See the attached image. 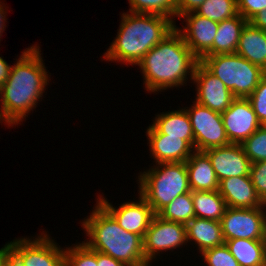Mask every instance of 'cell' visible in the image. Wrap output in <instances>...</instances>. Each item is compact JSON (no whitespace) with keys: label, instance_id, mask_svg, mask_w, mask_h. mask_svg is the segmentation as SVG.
Segmentation results:
<instances>
[{"label":"cell","instance_id":"3957f363","mask_svg":"<svg viewBox=\"0 0 266 266\" xmlns=\"http://www.w3.org/2000/svg\"><path fill=\"white\" fill-rule=\"evenodd\" d=\"M120 18L116 38L102 57L106 62L117 61L124 65L136 66L176 25L171 19L156 14L127 11L122 13Z\"/></svg>","mask_w":266,"mask_h":266},{"label":"cell","instance_id":"30bf717a","mask_svg":"<svg viewBox=\"0 0 266 266\" xmlns=\"http://www.w3.org/2000/svg\"><path fill=\"white\" fill-rule=\"evenodd\" d=\"M183 245H187L186 225L154 215L143 237V250L147 263L152 265L151 262L163 254L162 252L168 250L173 252L176 248L181 246L183 248Z\"/></svg>","mask_w":266,"mask_h":266},{"label":"cell","instance_id":"277c9868","mask_svg":"<svg viewBox=\"0 0 266 266\" xmlns=\"http://www.w3.org/2000/svg\"><path fill=\"white\" fill-rule=\"evenodd\" d=\"M95 205L90 215L81 221L88 236L83 242L90 249L107 254L126 266H151L144 256L143 238L120 227L98 201Z\"/></svg>","mask_w":266,"mask_h":266},{"label":"cell","instance_id":"60d3db41","mask_svg":"<svg viewBox=\"0 0 266 266\" xmlns=\"http://www.w3.org/2000/svg\"><path fill=\"white\" fill-rule=\"evenodd\" d=\"M2 86L0 85V100H1Z\"/></svg>","mask_w":266,"mask_h":266},{"label":"cell","instance_id":"7402d4cb","mask_svg":"<svg viewBox=\"0 0 266 266\" xmlns=\"http://www.w3.org/2000/svg\"><path fill=\"white\" fill-rule=\"evenodd\" d=\"M224 243L240 266H266L265 240L230 239Z\"/></svg>","mask_w":266,"mask_h":266},{"label":"cell","instance_id":"ffe728a7","mask_svg":"<svg viewBox=\"0 0 266 266\" xmlns=\"http://www.w3.org/2000/svg\"><path fill=\"white\" fill-rule=\"evenodd\" d=\"M152 126L160 133L179 137L194 149V133L184 108L155 115Z\"/></svg>","mask_w":266,"mask_h":266},{"label":"cell","instance_id":"9a60e30c","mask_svg":"<svg viewBox=\"0 0 266 266\" xmlns=\"http://www.w3.org/2000/svg\"><path fill=\"white\" fill-rule=\"evenodd\" d=\"M204 152L210 158L219 182L230 177L249 176L251 162L241 144L230 143Z\"/></svg>","mask_w":266,"mask_h":266},{"label":"cell","instance_id":"4316f807","mask_svg":"<svg viewBox=\"0 0 266 266\" xmlns=\"http://www.w3.org/2000/svg\"><path fill=\"white\" fill-rule=\"evenodd\" d=\"M196 14L209 18L216 22H221L238 15L237 0H205Z\"/></svg>","mask_w":266,"mask_h":266},{"label":"cell","instance_id":"9c48e42d","mask_svg":"<svg viewBox=\"0 0 266 266\" xmlns=\"http://www.w3.org/2000/svg\"><path fill=\"white\" fill-rule=\"evenodd\" d=\"M224 240H265L266 207L229 208L220 220Z\"/></svg>","mask_w":266,"mask_h":266},{"label":"cell","instance_id":"ba28073f","mask_svg":"<svg viewBox=\"0 0 266 266\" xmlns=\"http://www.w3.org/2000/svg\"><path fill=\"white\" fill-rule=\"evenodd\" d=\"M42 232L33 238L18 237L8 242V247L25 266H64L65 247H60L46 231Z\"/></svg>","mask_w":266,"mask_h":266},{"label":"cell","instance_id":"7a4b0ae2","mask_svg":"<svg viewBox=\"0 0 266 266\" xmlns=\"http://www.w3.org/2000/svg\"><path fill=\"white\" fill-rule=\"evenodd\" d=\"M199 59L190 51L176 28L154 46L137 64L149 93L162 92L193 80Z\"/></svg>","mask_w":266,"mask_h":266},{"label":"cell","instance_id":"d6a6232c","mask_svg":"<svg viewBox=\"0 0 266 266\" xmlns=\"http://www.w3.org/2000/svg\"><path fill=\"white\" fill-rule=\"evenodd\" d=\"M263 9H266V0H237L238 14L247 21Z\"/></svg>","mask_w":266,"mask_h":266},{"label":"cell","instance_id":"f546056e","mask_svg":"<svg viewBox=\"0 0 266 266\" xmlns=\"http://www.w3.org/2000/svg\"><path fill=\"white\" fill-rule=\"evenodd\" d=\"M207 266H240L224 243L221 246L204 250L201 256Z\"/></svg>","mask_w":266,"mask_h":266},{"label":"cell","instance_id":"2e32d148","mask_svg":"<svg viewBox=\"0 0 266 266\" xmlns=\"http://www.w3.org/2000/svg\"><path fill=\"white\" fill-rule=\"evenodd\" d=\"M149 144V153L158 163L186 162L195 151L185 140L179 137L160 134L152 125L145 132Z\"/></svg>","mask_w":266,"mask_h":266},{"label":"cell","instance_id":"74e56055","mask_svg":"<svg viewBox=\"0 0 266 266\" xmlns=\"http://www.w3.org/2000/svg\"><path fill=\"white\" fill-rule=\"evenodd\" d=\"M4 57L0 56V85L2 86L6 80L8 79L11 71V67L6 60L3 59Z\"/></svg>","mask_w":266,"mask_h":266},{"label":"cell","instance_id":"d6986e66","mask_svg":"<svg viewBox=\"0 0 266 266\" xmlns=\"http://www.w3.org/2000/svg\"><path fill=\"white\" fill-rule=\"evenodd\" d=\"M187 243L196 244L199 253L221 246L225 240L219 221L194 217L186 224Z\"/></svg>","mask_w":266,"mask_h":266},{"label":"cell","instance_id":"ac0fdd59","mask_svg":"<svg viewBox=\"0 0 266 266\" xmlns=\"http://www.w3.org/2000/svg\"><path fill=\"white\" fill-rule=\"evenodd\" d=\"M185 163L191 191L219 190V181L211 160L204 151H194Z\"/></svg>","mask_w":266,"mask_h":266},{"label":"cell","instance_id":"cb8c5ba5","mask_svg":"<svg viewBox=\"0 0 266 266\" xmlns=\"http://www.w3.org/2000/svg\"><path fill=\"white\" fill-rule=\"evenodd\" d=\"M195 217L219 221L227 208L224 198L216 191H191Z\"/></svg>","mask_w":266,"mask_h":266},{"label":"cell","instance_id":"5bb4252c","mask_svg":"<svg viewBox=\"0 0 266 266\" xmlns=\"http://www.w3.org/2000/svg\"><path fill=\"white\" fill-rule=\"evenodd\" d=\"M221 116L226 136L233 144H242L262 125L247 98H235Z\"/></svg>","mask_w":266,"mask_h":266},{"label":"cell","instance_id":"7c38bea8","mask_svg":"<svg viewBox=\"0 0 266 266\" xmlns=\"http://www.w3.org/2000/svg\"><path fill=\"white\" fill-rule=\"evenodd\" d=\"M117 221L125 231L135 233L142 238L148 230L154 213L152 207L139 194L138 201L124 202L114 206L102 194L96 199Z\"/></svg>","mask_w":266,"mask_h":266},{"label":"cell","instance_id":"8992f818","mask_svg":"<svg viewBox=\"0 0 266 266\" xmlns=\"http://www.w3.org/2000/svg\"><path fill=\"white\" fill-rule=\"evenodd\" d=\"M200 62L225 84L235 98H248L266 74L260 66L237 53L204 56Z\"/></svg>","mask_w":266,"mask_h":266},{"label":"cell","instance_id":"8d00e7d4","mask_svg":"<svg viewBox=\"0 0 266 266\" xmlns=\"http://www.w3.org/2000/svg\"><path fill=\"white\" fill-rule=\"evenodd\" d=\"M249 22L257 27L258 29H262L263 31H266V9H263L259 13H257L255 16H253Z\"/></svg>","mask_w":266,"mask_h":266},{"label":"cell","instance_id":"4fadbf2b","mask_svg":"<svg viewBox=\"0 0 266 266\" xmlns=\"http://www.w3.org/2000/svg\"><path fill=\"white\" fill-rule=\"evenodd\" d=\"M193 84H195V101L211 110L223 113L235 99L232 92L216 76H214L200 61L197 63Z\"/></svg>","mask_w":266,"mask_h":266},{"label":"cell","instance_id":"d590c367","mask_svg":"<svg viewBox=\"0 0 266 266\" xmlns=\"http://www.w3.org/2000/svg\"><path fill=\"white\" fill-rule=\"evenodd\" d=\"M97 265L98 266H126L119 260L111 256L97 251Z\"/></svg>","mask_w":266,"mask_h":266},{"label":"cell","instance_id":"d4e9b609","mask_svg":"<svg viewBox=\"0 0 266 266\" xmlns=\"http://www.w3.org/2000/svg\"><path fill=\"white\" fill-rule=\"evenodd\" d=\"M157 215L164 220L186 225L195 217L191 191L176 197Z\"/></svg>","mask_w":266,"mask_h":266},{"label":"cell","instance_id":"603a6c76","mask_svg":"<svg viewBox=\"0 0 266 266\" xmlns=\"http://www.w3.org/2000/svg\"><path fill=\"white\" fill-rule=\"evenodd\" d=\"M247 22L240 14L219 22L213 42V55L235 53L242 29Z\"/></svg>","mask_w":266,"mask_h":266},{"label":"cell","instance_id":"8fae6325","mask_svg":"<svg viewBox=\"0 0 266 266\" xmlns=\"http://www.w3.org/2000/svg\"><path fill=\"white\" fill-rule=\"evenodd\" d=\"M184 19L185 25L176 30L182 35L190 51L199 59L213 55V42L217 34L219 22L202 17L195 12L181 15L178 20Z\"/></svg>","mask_w":266,"mask_h":266},{"label":"cell","instance_id":"e0dca14e","mask_svg":"<svg viewBox=\"0 0 266 266\" xmlns=\"http://www.w3.org/2000/svg\"><path fill=\"white\" fill-rule=\"evenodd\" d=\"M219 193L229 208L266 207L258 196L250 176H238L219 182Z\"/></svg>","mask_w":266,"mask_h":266},{"label":"cell","instance_id":"6da1fadb","mask_svg":"<svg viewBox=\"0 0 266 266\" xmlns=\"http://www.w3.org/2000/svg\"><path fill=\"white\" fill-rule=\"evenodd\" d=\"M2 85L0 123L8 128L21 124L42 101L50 77L38 44L24 49Z\"/></svg>","mask_w":266,"mask_h":266},{"label":"cell","instance_id":"44dd1931","mask_svg":"<svg viewBox=\"0 0 266 266\" xmlns=\"http://www.w3.org/2000/svg\"><path fill=\"white\" fill-rule=\"evenodd\" d=\"M235 53L266 71V31L248 21L242 29Z\"/></svg>","mask_w":266,"mask_h":266},{"label":"cell","instance_id":"f1b7e54d","mask_svg":"<svg viewBox=\"0 0 266 266\" xmlns=\"http://www.w3.org/2000/svg\"><path fill=\"white\" fill-rule=\"evenodd\" d=\"M251 164L266 160V125H261L242 144Z\"/></svg>","mask_w":266,"mask_h":266},{"label":"cell","instance_id":"1f68e13d","mask_svg":"<svg viewBox=\"0 0 266 266\" xmlns=\"http://www.w3.org/2000/svg\"><path fill=\"white\" fill-rule=\"evenodd\" d=\"M249 176L258 196L266 204V160L252 163Z\"/></svg>","mask_w":266,"mask_h":266},{"label":"cell","instance_id":"f35d334b","mask_svg":"<svg viewBox=\"0 0 266 266\" xmlns=\"http://www.w3.org/2000/svg\"><path fill=\"white\" fill-rule=\"evenodd\" d=\"M7 7L5 6V3L3 4L2 1L0 2V39L2 37L3 32L5 31L6 28V24L5 22H7ZM2 33V34H1ZM1 41V40H0Z\"/></svg>","mask_w":266,"mask_h":266},{"label":"cell","instance_id":"4dcf8cb0","mask_svg":"<svg viewBox=\"0 0 266 266\" xmlns=\"http://www.w3.org/2000/svg\"><path fill=\"white\" fill-rule=\"evenodd\" d=\"M247 99L250 101L259 122L266 125V74Z\"/></svg>","mask_w":266,"mask_h":266},{"label":"cell","instance_id":"5b68a950","mask_svg":"<svg viewBox=\"0 0 266 266\" xmlns=\"http://www.w3.org/2000/svg\"><path fill=\"white\" fill-rule=\"evenodd\" d=\"M138 175V194L157 215L179 195L190 192L185 162L158 163Z\"/></svg>","mask_w":266,"mask_h":266},{"label":"cell","instance_id":"484cf974","mask_svg":"<svg viewBox=\"0 0 266 266\" xmlns=\"http://www.w3.org/2000/svg\"><path fill=\"white\" fill-rule=\"evenodd\" d=\"M129 12L156 14L171 19L177 17V0H128ZM175 18V19H174Z\"/></svg>","mask_w":266,"mask_h":266},{"label":"cell","instance_id":"e575fe53","mask_svg":"<svg viewBox=\"0 0 266 266\" xmlns=\"http://www.w3.org/2000/svg\"><path fill=\"white\" fill-rule=\"evenodd\" d=\"M2 266H25L22 260L8 247H2Z\"/></svg>","mask_w":266,"mask_h":266},{"label":"cell","instance_id":"52a82bcc","mask_svg":"<svg viewBox=\"0 0 266 266\" xmlns=\"http://www.w3.org/2000/svg\"><path fill=\"white\" fill-rule=\"evenodd\" d=\"M192 103L190 107H184V109L190 118L194 133V150L205 151L230 144L221 113L215 112L196 101Z\"/></svg>","mask_w":266,"mask_h":266},{"label":"cell","instance_id":"83f0119b","mask_svg":"<svg viewBox=\"0 0 266 266\" xmlns=\"http://www.w3.org/2000/svg\"><path fill=\"white\" fill-rule=\"evenodd\" d=\"M65 247L64 266H98L97 251L90 249L83 241Z\"/></svg>","mask_w":266,"mask_h":266},{"label":"cell","instance_id":"836d02e7","mask_svg":"<svg viewBox=\"0 0 266 266\" xmlns=\"http://www.w3.org/2000/svg\"><path fill=\"white\" fill-rule=\"evenodd\" d=\"M205 0H177V18L195 12Z\"/></svg>","mask_w":266,"mask_h":266},{"label":"cell","instance_id":"ab89813d","mask_svg":"<svg viewBox=\"0 0 266 266\" xmlns=\"http://www.w3.org/2000/svg\"><path fill=\"white\" fill-rule=\"evenodd\" d=\"M0 266H2V248L0 249Z\"/></svg>","mask_w":266,"mask_h":266}]
</instances>
